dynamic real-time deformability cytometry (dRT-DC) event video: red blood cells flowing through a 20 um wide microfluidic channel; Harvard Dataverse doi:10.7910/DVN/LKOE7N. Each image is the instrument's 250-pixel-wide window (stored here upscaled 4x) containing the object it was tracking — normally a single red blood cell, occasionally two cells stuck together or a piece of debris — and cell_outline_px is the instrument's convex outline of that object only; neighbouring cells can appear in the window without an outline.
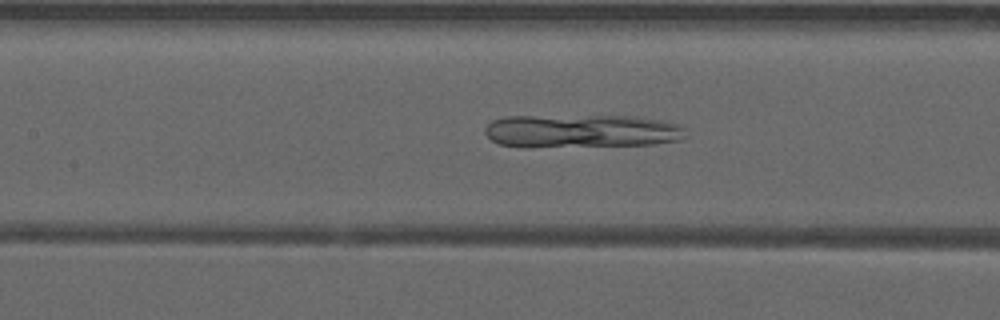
{"species": "common noctule bat (a hibernating species)", "species_latin": "Nyctalus noctula", "temperature_condition": "warm", "stored_images_in_passage": 49, "camera_frame_rate_fps": 3000, "um_per_image_px": 0.085, "animal": {"sex": "male", "forearm_length_mm": 52.5}, "frame": {"image": 1, "passage_image": 22, "time_ms": 7.0, "image_size_px": [1000, 320], "cell_outline_px": [[688, 136], [680, 140], [652, 144], [532, 148], [524, 148], [500, 144], [492, 140], [484, 132], [484, 128], [492, 120], [508, 116], [636, 116], [664, 120], [680, 124], [684, 128]], "centroid_in_image_um": [49.45, 11.15], "position_along_channel_um": 158.0, "area_um2": 39.71}}